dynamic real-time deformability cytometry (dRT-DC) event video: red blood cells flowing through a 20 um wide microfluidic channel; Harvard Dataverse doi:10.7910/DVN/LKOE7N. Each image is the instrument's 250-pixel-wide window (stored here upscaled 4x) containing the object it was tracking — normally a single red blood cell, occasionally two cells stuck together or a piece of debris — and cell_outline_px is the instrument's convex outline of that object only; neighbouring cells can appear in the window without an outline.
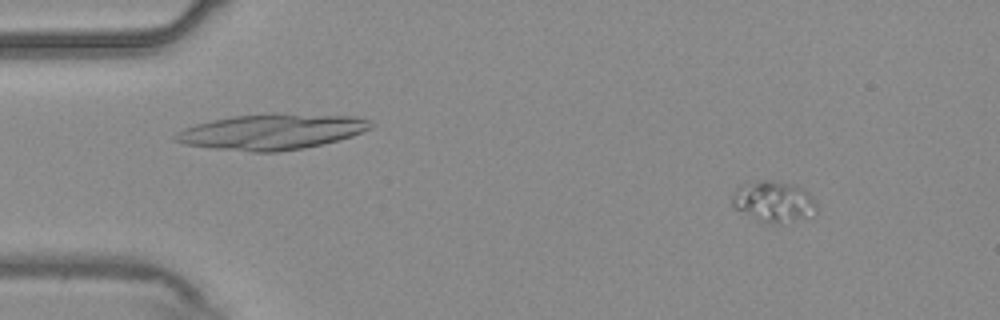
{"species": "common noctule bat (a hibernating species)", "species_latin": "Nyctalus noctula", "temperature_condition": "warm", "stored_images_in_passage": 54, "camera_frame_rate_fps": 3000, "um_per_image_px": 0.085, "animal": {"sex": "male", "body_mass_g": 20.4}, "frame": {"image": 1, "passage_image": 6, "time_ms": 1.667, "image_size_px": [1000, 320], "cell_outline_px": [[816, 212], [792, 220], [764, 224], [736, 208], [732, 204], [732, 192], [736, 188], [744, 184], [764, 180], [792, 184], [808, 192], [812, 196], [816, 204]], "centroid_in_image_um": [65.72, 17.12], "position_along_channel_um": 19.3, "area_um2": 19.54}}
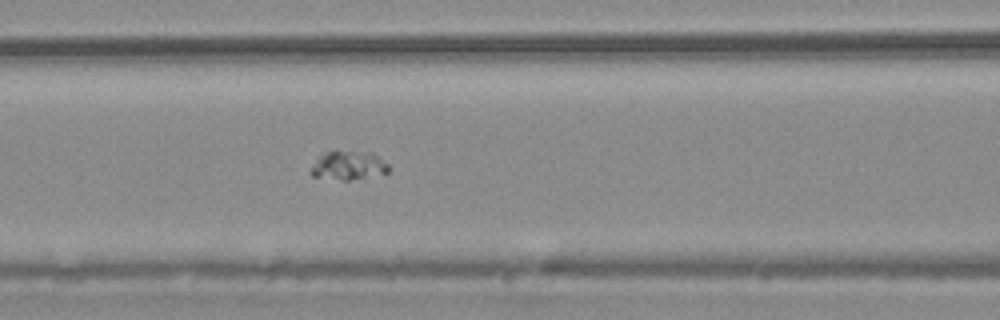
{"frame": {"image": 2, "passage_image": 23, "time_ms": 7.333, "image_size_px": [1000, 320], "cell_outline_px": [[388, 172], [348, 180], [344, 180], [312, 176], [312, 168], [316, 160], [320, 156], [328, 152], [372, 152], [388, 164]], "centroid_in_image_um": [29.63, 14.07], "position_along_channel_um": 137.0, "area_um2": 12.43}}
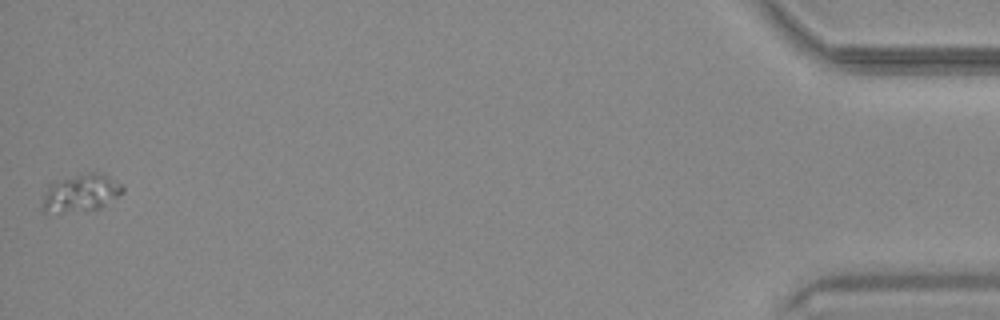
{"frame": {"image": 3, "passage_image": 54, "time_ms": 17.667, "image_size_px": [1000, 320], "cell_outline_px": [[124, 192], [100, 208], [60, 212], [44, 212], [44, 192], [48, 184], [88, 172], [96, 172], [108, 176], [120, 184], [124, 188]], "centroid_in_image_um": [6.9, 16.39], "position_along_channel_um": 428.3, "area_um2": 16.99}}